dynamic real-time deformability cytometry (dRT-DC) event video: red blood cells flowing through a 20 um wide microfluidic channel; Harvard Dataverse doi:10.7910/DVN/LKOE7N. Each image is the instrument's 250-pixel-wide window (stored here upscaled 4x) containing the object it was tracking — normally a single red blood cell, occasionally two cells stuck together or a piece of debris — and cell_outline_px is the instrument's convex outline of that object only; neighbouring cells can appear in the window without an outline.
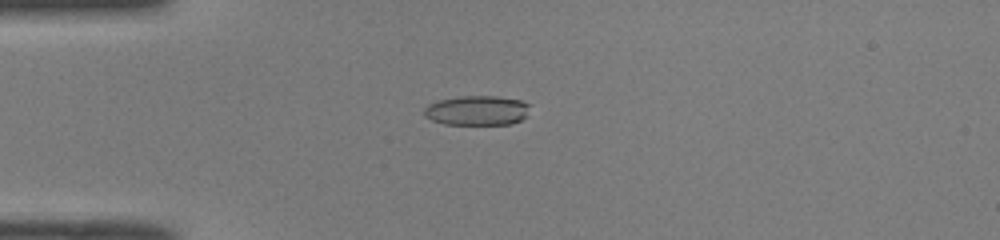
{"species": "common noctule bat (a hibernating species)", "species_latin": "Nyctalus noctula", "temperature_condition": "room temperature", "stored_images_in_passage": 38, "camera_frame_rate_fps": 3000, "um_per_image_px": 0.085, "animal": {"sex": "male", "body_mass_g": 19.0, "forearm_length_mm": 50.8}, "frame": {"image": 1, "passage_image": 1, "time_ms": 0.0, "image_size_px": [1000, 240], "cell_outline_px": [[528, 104], [524, 116], [520, 120], [512, 124], [444, 124], [432, 120], [424, 116], [424, 108], [428, 104], [440, 100], [460, 96], [496, 96], [520, 100]], "centroid_in_image_um": [40.49, 9.39], "position_along_channel_um": 44.5, "area_um2": 18.03}}
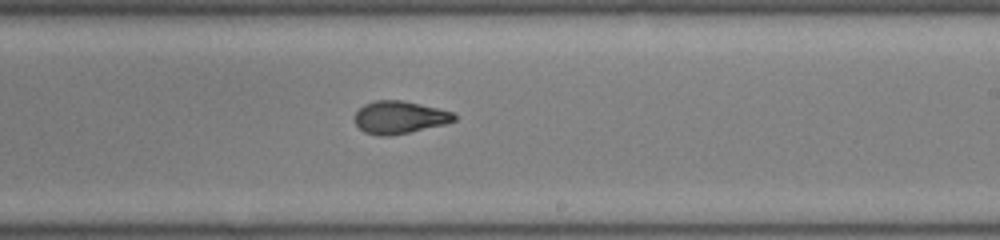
{"frame": {"image": 2, "passage_image": 18, "time_ms": 5.667, "image_size_px": [1000, 240], "cell_outline_px": [[456, 120], [444, 124], [408, 132], [388, 136], [380, 136], [364, 132], [356, 124], [356, 112], [364, 104], [376, 100], [400, 100], [420, 104], [452, 112], [456, 116]], "centroid_in_image_um": [33.94, 9.97], "position_along_channel_um": 255.1, "area_um2": 18.55}}
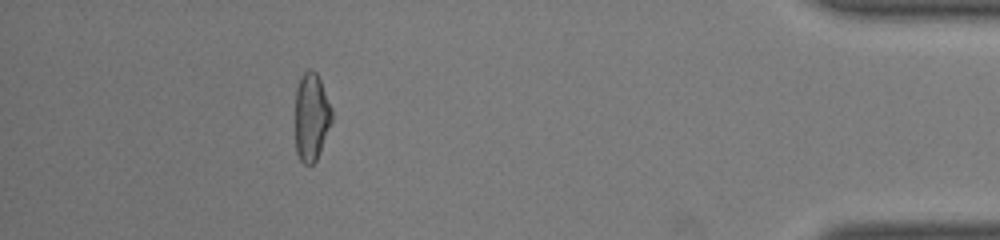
{"frame": {"image": 3, "passage_image": 33, "time_ms": 10.667, "image_size_px": [1000, 240], "cell_outline_px": [[332, 120], [320, 152], [316, 160], [312, 164], [304, 164], [300, 160], [296, 152], [296, 88], [304, 72], [308, 68], [312, 68], [316, 72], [320, 80], [332, 108]], "centroid_in_image_um": [26.47, 9.93], "position_along_channel_um": 408.7, "area_um2": 18.67}, "authors_computed_cell_mechanics": {"area_um2": 19.0162, "velocity_mm_per_s": 4.1099, "shape_relaxation_time_tau1_ms": 10.4197, "shape_relaxation_time_tau2_ms": 1.4625, "deformation_change_tau1": 0.2714, "deformation_change_tau2": 0.079}}